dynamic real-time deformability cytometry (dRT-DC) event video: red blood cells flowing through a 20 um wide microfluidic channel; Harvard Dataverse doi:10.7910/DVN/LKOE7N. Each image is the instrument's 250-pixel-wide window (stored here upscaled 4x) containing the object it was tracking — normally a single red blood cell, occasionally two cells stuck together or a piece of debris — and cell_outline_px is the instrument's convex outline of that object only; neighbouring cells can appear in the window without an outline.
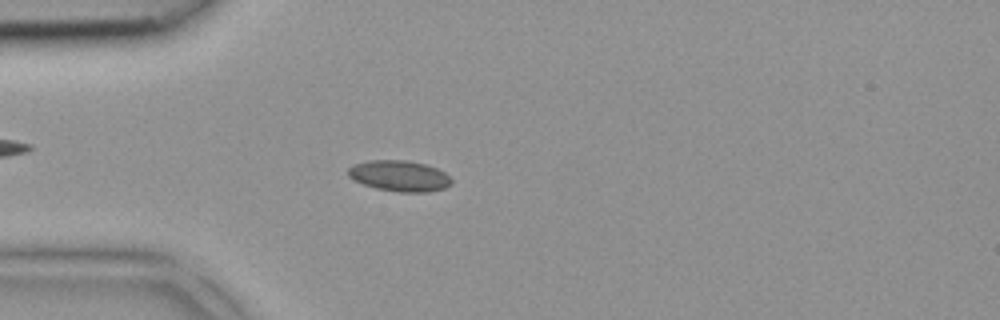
{"species": "common noctule bat (a hibernating species)", "species_latin": "Nyctalus noctula", "temperature_condition": "room temperature", "stored_images_in_passage": 34, "camera_frame_rate_fps": 3000, "um_per_image_px": 0.085, "animal": {"sex": "female", "body_mass_g": 18.4}, "frame": {"image": 1, "passage_image": 3, "time_ms": 0.667, "image_size_px": [1000, 320], "cell_outline_px": [[452, 184], [444, 188], [428, 192], [400, 192], [376, 188], [352, 180], [348, 176], [348, 168], [352, 164], [368, 160], [404, 160], [424, 164], [436, 168], [444, 172], [452, 180]], "centroid_in_image_um": [33.92, 14.95], "position_along_channel_um": 51.1, "area_um2": 18.61}}
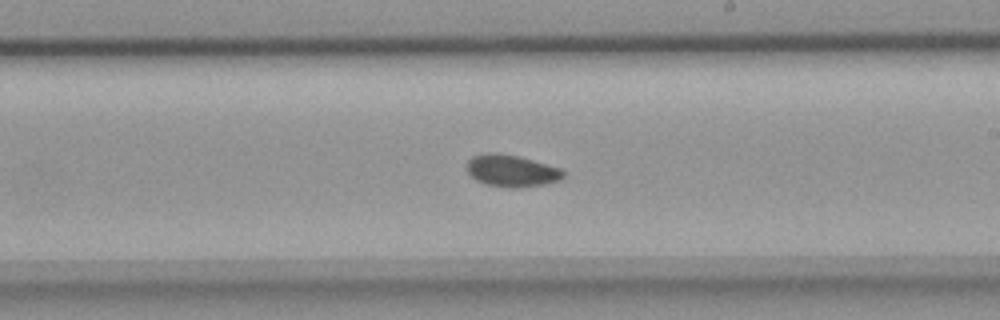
{"frame": {"image": 2, "passage_image": 16, "time_ms": 5.0, "image_size_px": [1000, 320], "cell_outline_px": [[564, 176], [560, 180], [544, 184], [516, 188], [508, 188], [488, 184], [476, 180], [468, 172], [468, 160], [472, 156], [488, 152], [496, 152], [520, 156], [560, 168], [564, 172]], "centroid_in_image_um": [43.49, 14.5], "position_along_channel_um": 245.5, "area_um2": 17.92}}
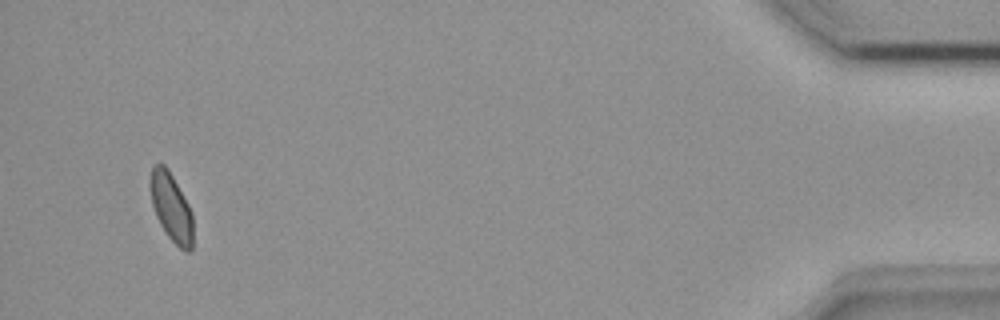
{"frame": {"image": 3, "passage_image": 32, "time_ms": 10.333, "image_size_px": [1000, 320], "cell_outline_px": [[192, 248], [188, 252], [184, 252], [168, 236], [160, 224], [156, 216], [152, 204], [152, 164], [164, 164], [168, 168], [188, 204], [192, 212]], "centroid_in_image_um": [14.58, 17.65], "position_along_channel_um": 420.6, "area_um2": 16.53}}